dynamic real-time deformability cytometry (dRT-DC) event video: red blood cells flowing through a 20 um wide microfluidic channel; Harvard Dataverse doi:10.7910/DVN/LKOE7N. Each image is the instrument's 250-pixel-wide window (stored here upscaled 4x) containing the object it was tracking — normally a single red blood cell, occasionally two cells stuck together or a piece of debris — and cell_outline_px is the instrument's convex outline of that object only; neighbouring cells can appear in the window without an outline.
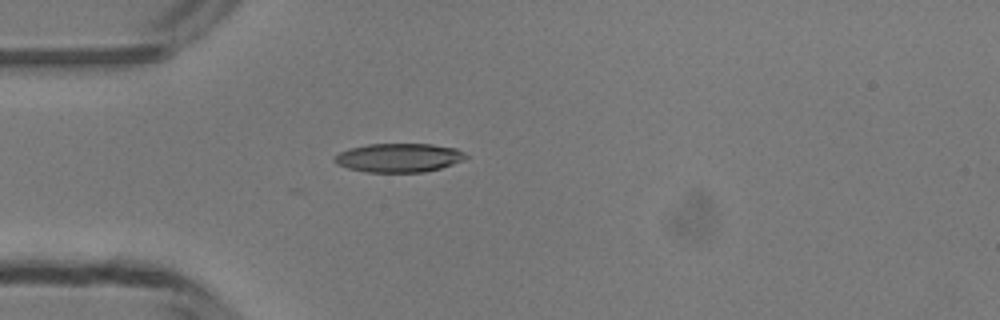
{"species": "common noctule bat (a hibernating species)", "species_latin": "Nyctalus noctula", "temperature_condition": "room temperature", "stored_images_in_passage": 9, "camera_frame_rate_fps": 3000, "um_per_image_px": 0.085, "animal": {"sex": "male", "body_mass_g": 13.3}, "frame": {"image": 1, "passage_image": 1, "time_ms": 0.0, "image_size_px": [1000, 320], "cell_outline_px": [[468, 156], [452, 164], [440, 168], [424, 172], [368, 172], [348, 168], [336, 164], [332, 160], [332, 156], [348, 148], [368, 144], [432, 144], [456, 148], [464, 152]], "centroid_in_image_um": [33.84, 13.4], "position_along_channel_um": 51.2, "area_um2": 22.08}}
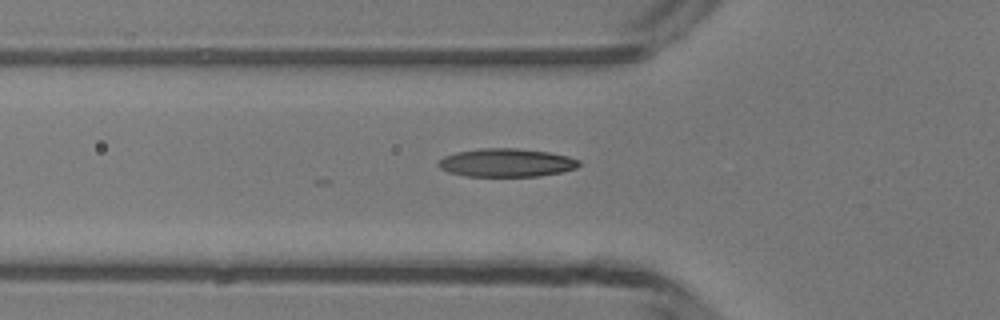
{"frame": {"image": 2, "passage_image": 4, "time_ms": 1.0, "image_size_px": [1000, 320], "cell_outline_px": [[580, 164], [576, 168], [560, 172], [540, 176], [468, 176], [448, 172], [440, 168], [436, 164], [444, 156], [456, 152], [480, 148], [516, 148], [548, 152], [568, 156], [580, 160]], "centroid_in_image_um": [43.03, 13.82], "position_along_channel_um": 82.8, "area_um2": 23.18}}
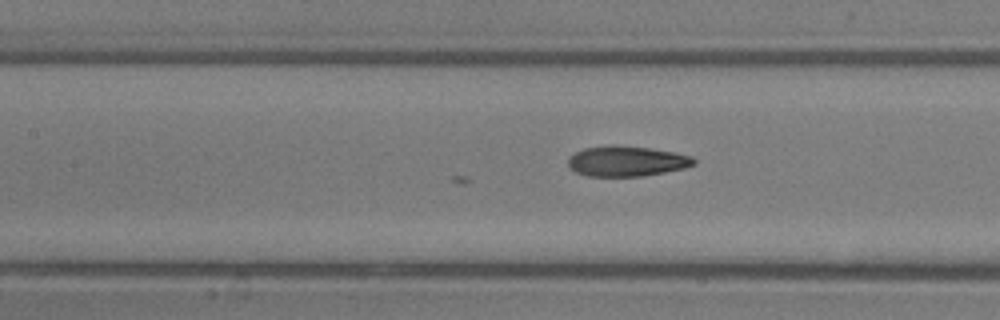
{"frame": {"image": 3, "passage_image": 9, "time_ms": 2.667, "image_size_px": [1000, 320], "cell_outline_px": [[696, 164], [684, 168], [664, 172], [640, 176], [588, 176], [576, 172], [568, 164], [568, 156], [584, 148], [608, 144], [612, 144], [648, 148], [676, 152], [692, 156], [696, 160]], "centroid_in_image_um": [53.27, 13.68], "position_along_channel_um": 154.1, "area_um2": 22.31}}